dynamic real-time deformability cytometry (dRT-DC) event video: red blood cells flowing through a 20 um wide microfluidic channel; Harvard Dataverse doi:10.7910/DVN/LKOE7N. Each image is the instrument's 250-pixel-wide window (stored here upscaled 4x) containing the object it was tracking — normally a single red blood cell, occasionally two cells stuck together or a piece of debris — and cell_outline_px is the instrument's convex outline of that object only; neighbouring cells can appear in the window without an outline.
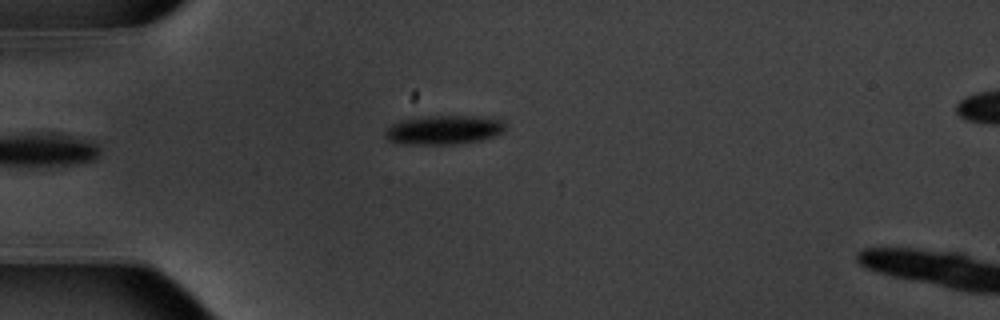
{"species": "common noctule bat (a hibernating species)", "species_latin": "Nyctalus noctula", "temperature_condition": "warm", "stored_images_in_passage": 6, "camera_frame_rate_fps": 3000, "um_per_image_px": 0.085, "animal": {"sex": "male", "body_mass_g": 20.1, "forearm_length_mm": 53.5}, "frame": {"image": 1, "passage_image": 6, "time_ms": 6.667, "image_size_px": [1000, 320], "cell_outline_px": [[508, 128], [504, 132], [496, 136], [480, 140], [456, 144], [408, 144], [388, 140], [384, 136], [384, 132], [392, 124], [400, 120], [412, 116], [472, 116], [500, 120]], "centroid_in_image_um": [37.71, 11.03], "position_along_channel_um": 47.3, "area_um2": 20.52}}